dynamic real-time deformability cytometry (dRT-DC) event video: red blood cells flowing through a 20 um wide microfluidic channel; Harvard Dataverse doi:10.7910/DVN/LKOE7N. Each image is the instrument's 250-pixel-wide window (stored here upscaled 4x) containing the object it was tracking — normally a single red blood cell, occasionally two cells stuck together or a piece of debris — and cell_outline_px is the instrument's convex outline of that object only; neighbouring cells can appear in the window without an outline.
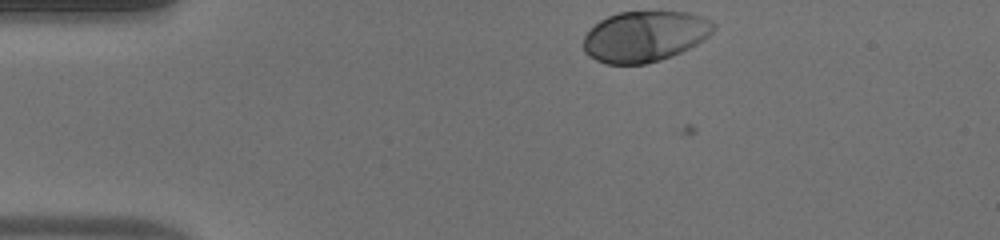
{"species": "human", "species_latin": "Homo sapiens", "temperature_condition": "warm", "stored_images_in_passage": 35, "camera_frame_rate_fps": 3000, "um_per_image_px": 0.085, "donor": {"sex": "male"}, "frame": {"image": 1, "passage_image": 1, "time_ms": 0.0, "image_size_px": [1000, 240], "cell_outline_px": [[716, 28], [704, 40], [672, 56], [660, 60], [644, 64], [608, 64], [596, 60], [588, 56], [584, 52], [584, 36], [600, 20], [608, 16], [620, 12], [688, 12], [700, 16], [716, 24]], "centroid_in_image_um": [54.81, 3.1], "position_along_channel_um": 30.2, "area_um2": 38.26}}
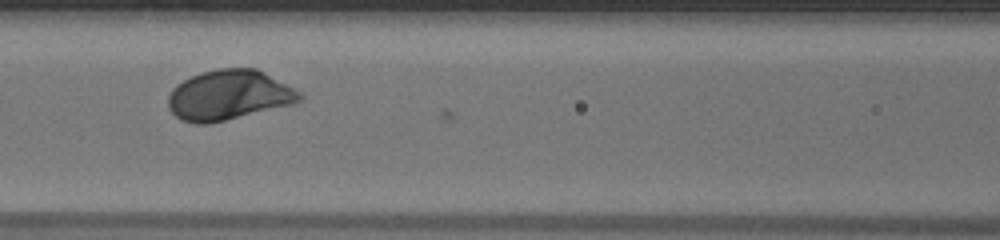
{"frame": {"image": 2, "passage_image": 15, "time_ms": 4.667, "image_size_px": [1000, 240], "cell_outline_px": [[304, 96], [300, 100], [292, 104], [208, 124], [196, 124], [180, 120], [168, 108], [168, 96], [172, 88], [176, 84], [200, 72], [216, 68], [256, 68], [264, 72], [300, 92]], "centroid_in_image_um": [19.41, 8.08], "position_along_channel_um": 147.2, "area_um2": 38.15}}
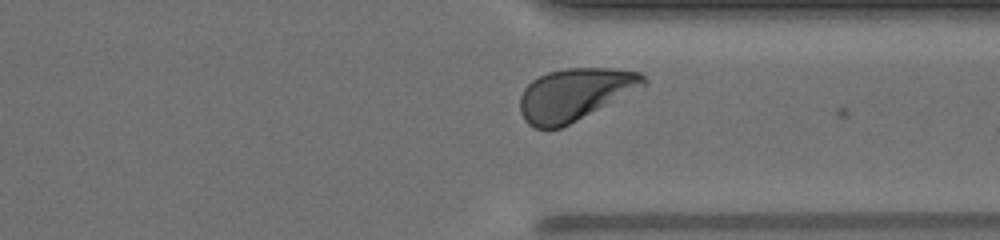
{"frame": {"image": 3, "passage_image": 32, "time_ms": 10.333, "image_size_px": [1000, 240], "cell_outline_px": [[648, 80], [644, 84], [576, 120], [560, 128], [536, 128], [528, 124], [524, 120], [520, 112], [520, 96], [524, 88], [532, 80], [548, 72], [564, 68], [612, 68], [640, 72]], "centroid_in_image_um": [48.77, 8.0], "position_along_channel_um": 362.6, "area_um2": 36.65}, "authors_computed_cell_mechanics": {"area_um2": 36.9342, "velocity_mm_per_s": 3.7968, "shape_relaxation_time_tau1_ms": 1.2831, "shape_relaxation_time_tau2_ms": 11.1302, "deformation_change_tau1": 0.1088, "deformation_change_tau2": 0.215}}